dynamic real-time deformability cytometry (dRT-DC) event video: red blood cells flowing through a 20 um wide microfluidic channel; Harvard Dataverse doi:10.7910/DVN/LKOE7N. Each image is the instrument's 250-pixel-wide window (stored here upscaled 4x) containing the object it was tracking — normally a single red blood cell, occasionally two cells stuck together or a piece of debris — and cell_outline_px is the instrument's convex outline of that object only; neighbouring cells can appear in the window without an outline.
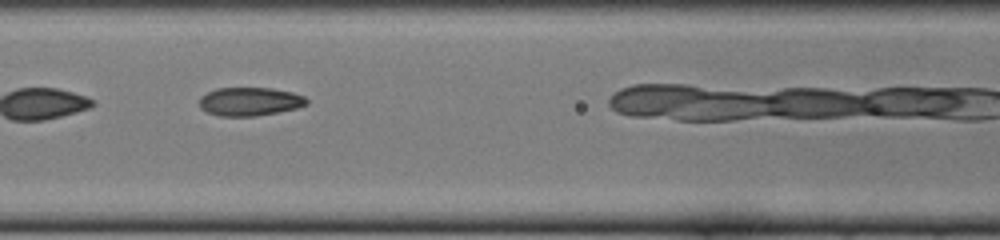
{"species": "common noctule bat (a hibernating species)", "species_latin": "Nyctalus noctula", "temperature_condition": "cold", "stored_images_in_passage": 19, "camera_frame_rate_fps": 3000, "um_per_image_px": 0.085, "animal": {"sex": "female", "body_mass_g": 22.0, "forearm_length_mm": 56.7}, "frame": {"image": 1, "passage_image": 6, "time_ms": 1.667, "image_size_px": [1000, 240], "cell_outline_px": [[308, 104], [296, 108], [256, 116], [220, 116], [208, 112], [200, 108], [200, 96], [216, 88], [272, 88], [292, 92], [304, 96], [308, 100]], "centroid_in_image_um": [21.23, 8.62], "position_along_channel_um": 145.4, "area_um2": 17.74}}